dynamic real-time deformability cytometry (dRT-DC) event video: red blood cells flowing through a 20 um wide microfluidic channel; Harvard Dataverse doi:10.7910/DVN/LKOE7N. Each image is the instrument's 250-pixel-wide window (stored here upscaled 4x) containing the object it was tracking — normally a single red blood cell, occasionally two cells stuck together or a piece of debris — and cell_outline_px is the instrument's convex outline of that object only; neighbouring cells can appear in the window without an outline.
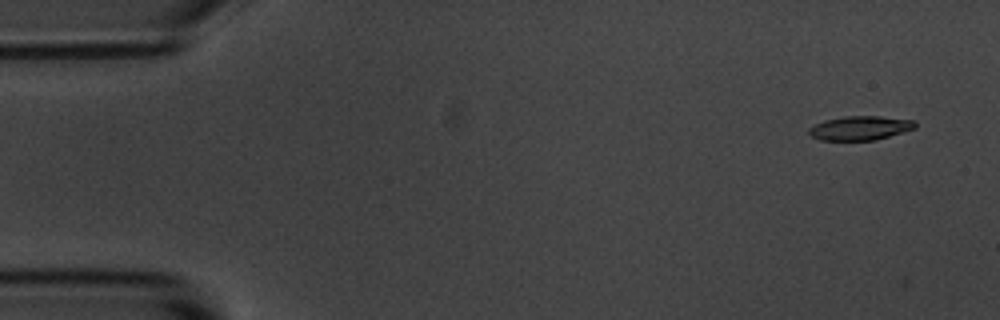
{"species": "common noctule bat (a hibernating species)", "species_latin": "Nyctalus noctula", "temperature_condition": "room temperature", "stored_images_in_passage": 4, "camera_frame_rate_fps": 3000, "um_per_image_px": 0.085, "animal": {"sex": "male", "body_mass_g": 20.1, "forearm_length_mm": 53.5}, "frame": {"image": 1, "passage_image": 1, "time_ms": 0.0, "image_size_px": [1000, 320], "cell_outline_px": [[916, 128], [904, 132], [876, 140], [820, 140], [812, 136], [808, 132], [808, 128], [824, 120], [844, 116], [880, 116], [916, 120]], "centroid_in_image_um": [73.14, 10.88], "position_along_channel_um": 11.9, "area_um2": 15.03}}
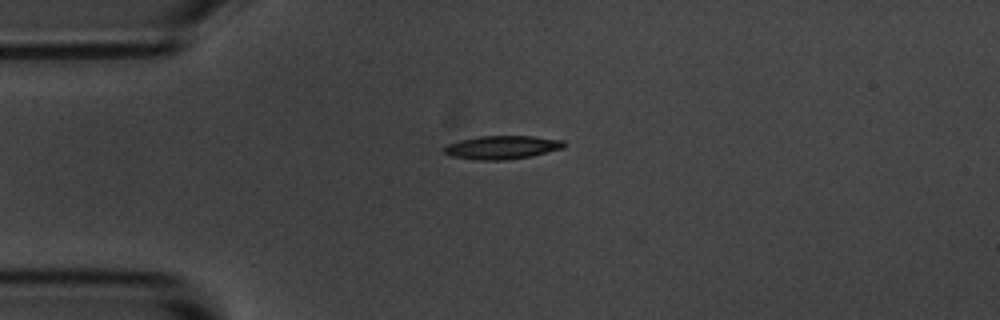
{"frame": {"image": 2, "passage_image": 4, "time_ms": 3.333, "image_size_px": [1000, 320], "cell_outline_px": [[564, 148], [532, 156], [504, 160], [476, 160], [452, 156], [444, 152], [440, 148], [448, 144], [460, 140], [480, 136], [532, 136], [564, 140]], "centroid_in_image_um": [42.66, 12.52], "position_along_channel_um": 42.3, "area_um2": 16.42}}